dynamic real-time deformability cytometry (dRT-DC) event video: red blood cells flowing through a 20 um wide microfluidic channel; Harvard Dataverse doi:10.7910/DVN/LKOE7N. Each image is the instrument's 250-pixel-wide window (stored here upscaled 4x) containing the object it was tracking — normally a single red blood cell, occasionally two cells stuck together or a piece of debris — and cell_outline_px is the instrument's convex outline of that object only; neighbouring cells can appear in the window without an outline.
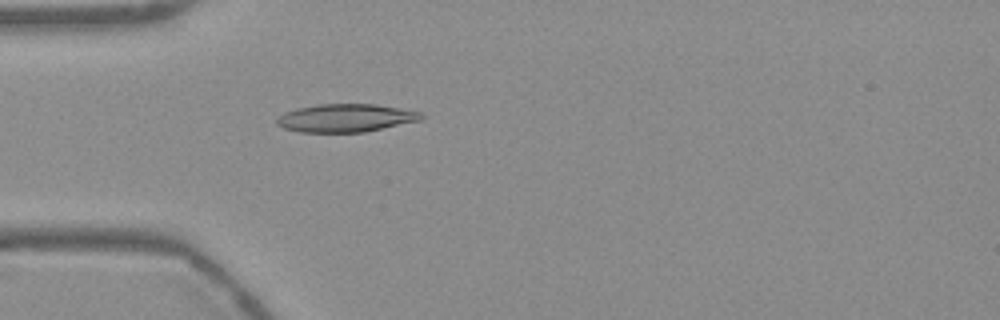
{"species": "Egyptian fruit bat (a non-hibernating species)", "species_latin": "Rousettus aegyptiacus", "temperature_condition": "warm", "stored_images_in_passage": 53, "camera_frame_rate_fps": 3000, "um_per_image_px": 0.085, "frame": {"image": 1, "passage_image": 15, "time_ms": 4.667, "image_size_px": [1000, 320], "cell_outline_px": [[424, 116], [420, 120], [364, 132], [300, 132], [284, 128], [276, 124], [276, 116], [284, 112], [296, 108], [320, 104], [376, 104], [424, 112]], "centroid_in_image_um": [29.36, 10.02], "position_along_channel_um": 55.6, "area_um2": 23.7}}
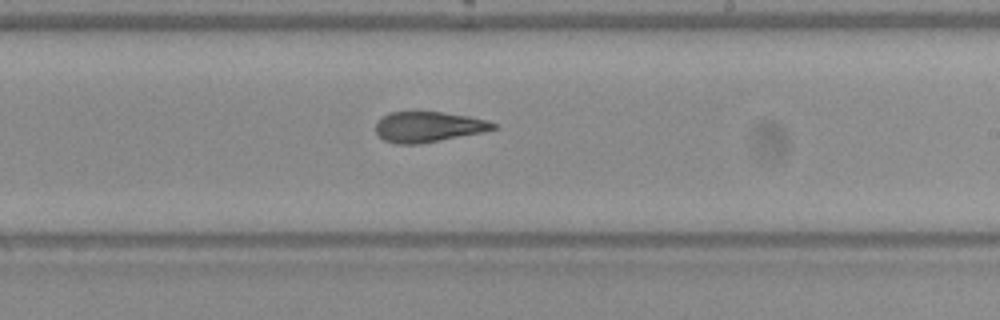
{"frame": {"image": 2, "passage_image": 31, "time_ms": 10.0, "image_size_px": [1000, 320], "cell_outline_px": [[496, 128], [484, 132], [420, 144], [396, 144], [384, 140], [376, 132], [376, 120], [380, 116], [388, 112], [412, 108], [444, 112], [468, 116], [488, 120], [496, 124]], "centroid_in_image_um": [36.34, 10.73], "position_along_channel_um": 252.7, "area_um2": 21.85}}
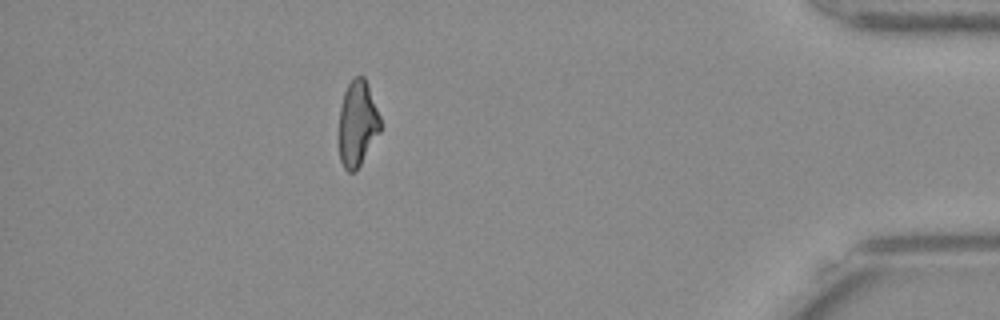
{"frame": {"image": 3, "passage_image": 47, "time_ms": 15.333, "image_size_px": [1000, 320], "cell_outline_px": [[380, 132], [356, 172], [348, 172], [344, 168], [340, 160], [340, 108], [344, 92], [348, 84], [356, 76], [364, 76], [368, 84], [380, 116]], "centroid_in_image_um": [30.4, 10.51], "position_along_channel_um": 404.8, "area_um2": 20.52}, "authors_computed_cell_mechanics": {"area_um2": 21.8484, "velocity_mm_per_s": 3.7779, "shape_relaxation_time_tau1_ms": null, "shape_relaxation_time_tau2_ms": 3.2408, "deformation_change_tau1": null, "deformation_change_tau2": 0.0969}}